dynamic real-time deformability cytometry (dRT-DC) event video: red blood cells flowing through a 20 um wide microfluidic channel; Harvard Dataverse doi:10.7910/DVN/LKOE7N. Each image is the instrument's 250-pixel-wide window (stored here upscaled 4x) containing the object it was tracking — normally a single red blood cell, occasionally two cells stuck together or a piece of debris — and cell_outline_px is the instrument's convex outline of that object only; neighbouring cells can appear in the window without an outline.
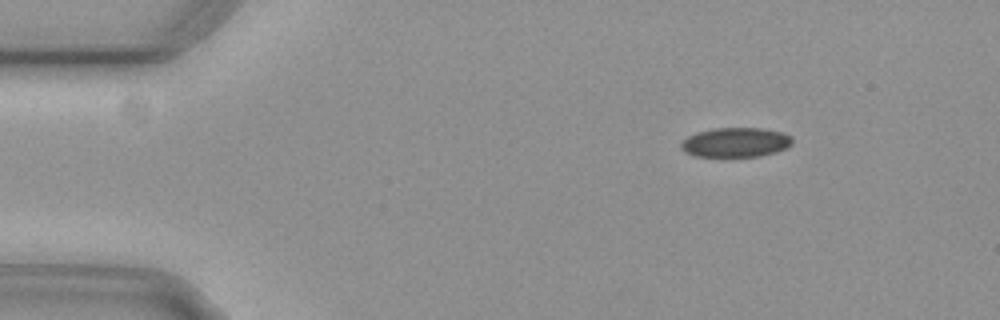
{"species": "common noctule bat (a hibernating species)", "species_latin": "Nyctalus noctula", "temperature_condition": "cold", "stored_images_in_passage": 50, "camera_frame_rate_fps": 3000, "um_per_image_px": 0.085, "animal": {"sex": "female", "body_mass_g": 29.2, "forearm_length_mm": 56.3}, "frame": {"image": 1, "passage_image": 2, "time_ms": 0.333, "image_size_px": [1000, 320], "cell_outline_px": [[792, 144], [776, 152], [760, 156], [696, 156], [684, 152], [680, 148], [680, 144], [688, 136], [696, 132], [712, 128], [760, 128], [784, 132], [792, 136]], "centroid_in_image_um": [62.52, 12.09], "position_along_channel_um": 22.5, "area_um2": 19.19}}
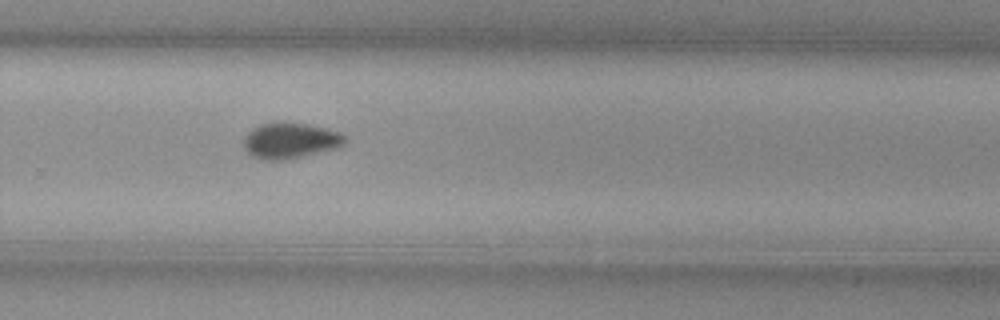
{"frame": {"image": 2, "passage_image": 31, "time_ms": 10.0, "image_size_px": [1000, 320], "cell_outline_px": [[344, 144], [336, 148], [288, 160], [260, 160], [252, 156], [244, 148], [244, 136], [252, 128], [260, 124], [276, 120], [284, 120], [308, 124], [340, 132], [344, 136]], "centroid_in_image_um": [24.61, 11.93], "position_along_channel_um": 305.2, "area_um2": 21.56}}
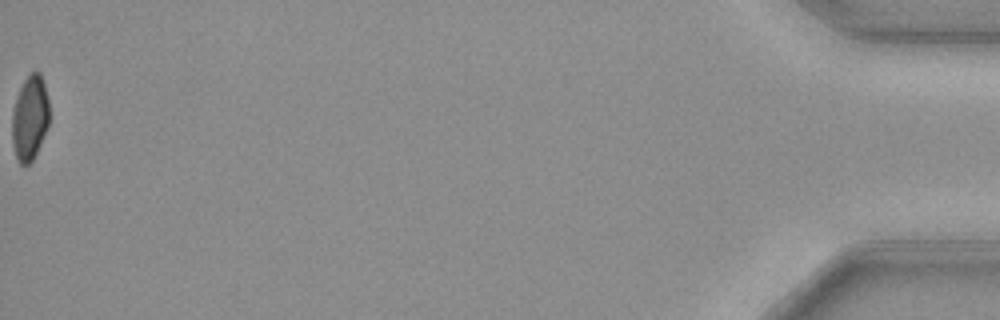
{"frame": {"image": 3, "passage_image": 50, "time_ms": 16.333, "image_size_px": [1000, 320], "cell_outline_px": [[48, 124], [36, 152], [32, 160], [28, 164], [20, 164], [16, 160], [12, 144], [12, 112], [20, 88], [24, 80], [32, 72], [40, 72], [44, 84], [48, 100]], "centroid_in_image_um": [2.51, 10.04], "position_along_channel_um": 432.7, "area_um2": 18.03}, "authors_computed_cell_mechanics": {"area_um2": 20.4034, "velocity_mm_per_s": 3.7269, "shape_relaxation_time_tau1_ms": 4.2364, "shape_relaxation_time_tau2_ms": null, "deformation_change_tau1": 0.1021, "deformation_change_tau2": null}}